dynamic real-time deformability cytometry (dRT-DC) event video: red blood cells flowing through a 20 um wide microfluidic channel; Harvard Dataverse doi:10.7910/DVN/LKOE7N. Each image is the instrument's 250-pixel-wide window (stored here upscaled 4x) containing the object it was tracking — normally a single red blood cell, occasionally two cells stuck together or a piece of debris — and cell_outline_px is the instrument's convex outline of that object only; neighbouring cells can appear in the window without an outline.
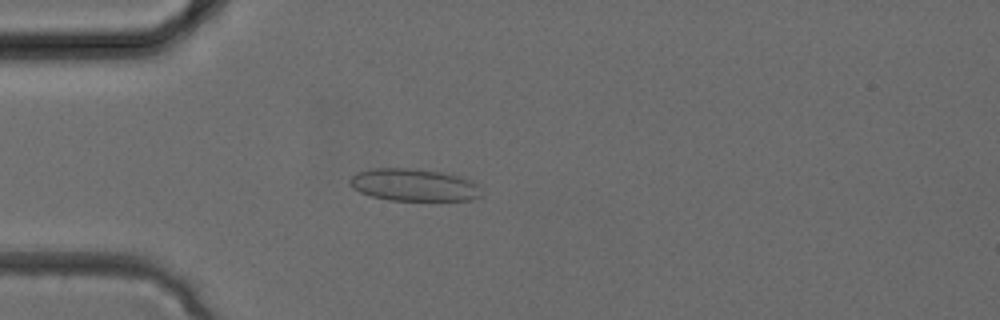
{"species": "common noctule bat (a hibernating species)", "species_latin": "Nyctalus noctula", "temperature_condition": "cold", "stored_images_in_passage": 32, "camera_frame_rate_fps": 3000, "um_per_image_px": 0.085, "animal": {"sex": "female", "body_mass_g": 24.6, "forearm_length_mm": 56.2}, "frame": {"image": 1, "passage_image": 8, "time_ms": 2.333, "image_size_px": [1000, 320], "cell_outline_px": [[484, 196], [472, 200], [388, 200], [372, 196], [360, 192], [352, 188], [348, 184], [348, 180], [356, 172], [372, 168], [416, 168], [440, 172], [456, 176], [468, 180], [476, 184]], "centroid_in_image_um": [35.13, 15.72], "position_along_channel_um": 49.9, "area_um2": 24.85}}
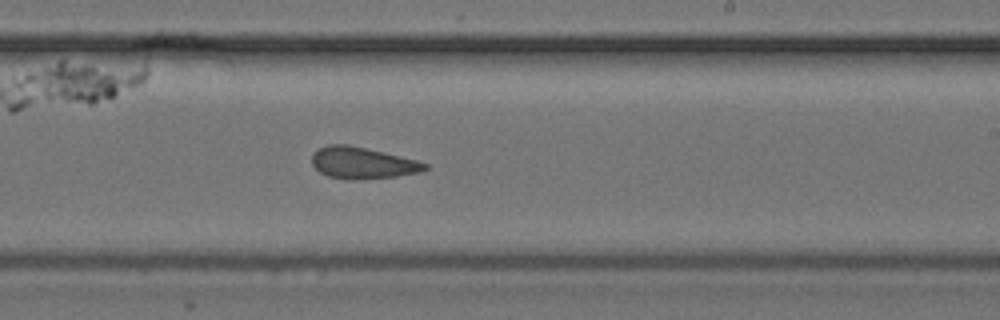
{"frame": {"image": 2, "passage_image": 19, "time_ms": 6.0, "image_size_px": [1000, 320], "cell_outline_px": [[428, 168], [420, 172], [396, 176], [348, 180], [328, 176], [320, 172], [312, 164], [312, 152], [328, 144], [348, 144], [416, 160], [428, 164]], "centroid_in_image_um": [30.77, 13.85], "position_along_channel_um": 258.2, "area_um2": 20.58}}
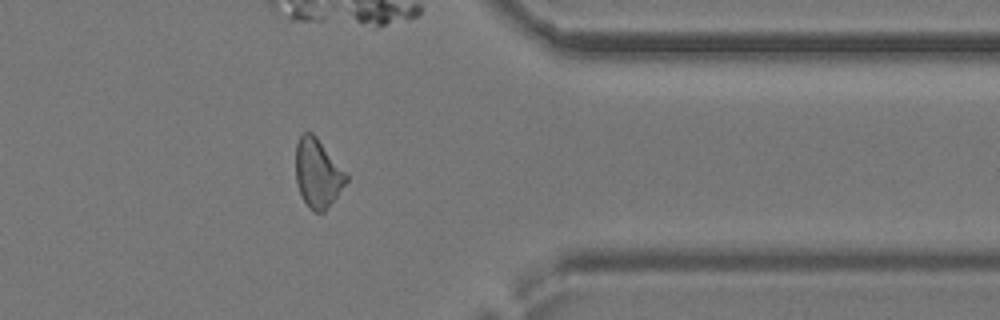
{"frame": {"image": 3, "passage_image": 26, "time_ms": 8.333, "image_size_px": [1000, 320], "cell_outline_px": [[348, 180], [324, 212], [312, 212], [304, 200], [296, 184], [296, 144], [300, 136], [304, 132], [312, 132], [316, 136], [348, 176]], "centroid_in_image_um": [26.98, 14.73], "position_along_channel_um": 384.4, "area_um2": 19.88}}